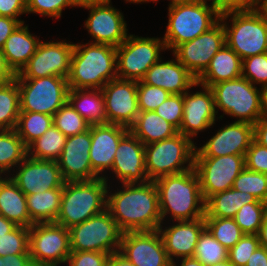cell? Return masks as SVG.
Instances as JSON below:
<instances>
[{"label": "cell", "instance_id": "obj_29", "mask_svg": "<svg viewBox=\"0 0 267 266\" xmlns=\"http://www.w3.org/2000/svg\"><path fill=\"white\" fill-rule=\"evenodd\" d=\"M0 215L17 226L30 228L34 224L27 210L26 195L8 175L0 176Z\"/></svg>", "mask_w": 267, "mask_h": 266}, {"label": "cell", "instance_id": "obj_23", "mask_svg": "<svg viewBox=\"0 0 267 266\" xmlns=\"http://www.w3.org/2000/svg\"><path fill=\"white\" fill-rule=\"evenodd\" d=\"M122 182H148L145 168V145L129 130L120 140L110 170Z\"/></svg>", "mask_w": 267, "mask_h": 266}, {"label": "cell", "instance_id": "obj_46", "mask_svg": "<svg viewBox=\"0 0 267 266\" xmlns=\"http://www.w3.org/2000/svg\"><path fill=\"white\" fill-rule=\"evenodd\" d=\"M259 246L258 235L244 234L228 251V259L234 266H246L250 256Z\"/></svg>", "mask_w": 267, "mask_h": 266}, {"label": "cell", "instance_id": "obj_39", "mask_svg": "<svg viewBox=\"0 0 267 266\" xmlns=\"http://www.w3.org/2000/svg\"><path fill=\"white\" fill-rule=\"evenodd\" d=\"M204 221L205 227L228 251L244 235L234 218L204 217Z\"/></svg>", "mask_w": 267, "mask_h": 266}, {"label": "cell", "instance_id": "obj_11", "mask_svg": "<svg viewBox=\"0 0 267 266\" xmlns=\"http://www.w3.org/2000/svg\"><path fill=\"white\" fill-rule=\"evenodd\" d=\"M163 50H166V46L162 38L128 35L116 47L117 77L123 80H142L148 69L162 58L160 53Z\"/></svg>", "mask_w": 267, "mask_h": 266}, {"label": "cell", "instance_id": "obj_62", "mask_svg": "<svg viewBox=\"0 0 267 266\" xmlns=\"http://www.w3.org/2000/svg\"><path fill=\"white\" fill-rule=\"evenodd\" d=\"M181 263L173 261L172 266H204L199 260L194 257L180 258Z\"/></svg>", "mask_w": 267, "mask_h": 266}, {"label": "cell", "instance_id": "obj_52", "mask_svg": "<svg viewBox=\"0 0 267 266\" xmlns=\"http://www.w3.org/2000/svg\"><path fill=\"white\" fill-rule=\"evenodd\" d=\"M21 24L17 19L0 16V50L3 48L7 38Z\"/></svg>", "mask_w": 267, "mask_h": 266}, {"label": "cell", "instance_id": "obj_60", "mask_svg": "<svg viewBox=\"0 0 267 266\" xmlns=\"http://www.w3.org/2000/svg\"><path fill=\"white\" fill-rule=\"evenodd\" d=\"M17 225L0 215V236L13 231Z\"/></svg>", "mask_w": 267, "mask_h": 266}, {"label": "cell", "instance_id": "obj_18", "mask_svg": "<svg viewBox=\"0 0 267 266\" xmlns=\"http://www.w3.org/2000/svg\"><path fill=\"white\" fill-rule=\"evenodd\" d=\"M16 168H18L17 171L14 169L9 177L25 195L63 188L65 181L57 161L39 160L27 155Z\"/></svg>", "mask_w": 267, "mask_h": 266}, {"label": "cell", "instance_id": "obj_31", "mask_svg": "<svg viewBox=\"0 0 267 266\" xmlns=\"http://www.w3.org/2000/svg\"><path fill=\"white\" fill-rule=\"evenodd\" d=\"M129 130L144 144L171 138L178 130L155 111H140Z\"/></svg>", "mask_w": 267, "mask_h": 266}, {"label": "cell", "instance_id": "obj_15", "mask_svg": "<svg viewBox=\"0 0 267 266\" xmlns=\"http://www.w3.org/2000/svg\"><path fill=\"white\" fill-rule=\"evenodd\" d=\"M225 44V30L219 21L209 31L180 44L172 54L197 79Z\"/></svg>", "mask_w": 267, "mask_h": 266}, {"label": "cell", "instance_id": "obj_43", "mask_svg": "<svg viewBox=\"0 0 267 266\" xmlns=\"http://www.w3.org/2000/svg\"><path fill=\"white\" fill-rule=\"evenodd\" d=\"M13 254H29V228L17 226L0 236V257Z\"/></svg>", "mask_w": 267, "mask_h": 266}, {"label": "cell", "instance_id": "obj_45", "mask_svg": "<svg viewBox=\"0 0 267 266\" xmlns=\"http://www.w3.org/2000/svg\"><path fill=\"white\" fill-rule=\"evenodd\" d=\"M242 76L253 85H267V52L242 60Z\"/></svg>", "mask_w": 267, "mask_h": 266}, {"label": "cell", "instance_id": "obj_3", "mask_svg": "<svg viewBox=\"0 0 267 266\" xmlns=\"http://www.w3.org/2000/svg\"><path fill=\"white\" fill-rule=\"evenodd\" d=\"M117 77L116 47L108 44H74L69 89H102Z\"/></svg>", "mask_w": 267, "mask_h": 266}, {"label": "cell", "instance_id": "obj_21", "mask_svg": "<svg viewBox=\"0 0 267 266\" xmlns=\"http://www.w3.org/2000/svg\"><path fill=\"white\" fill-rule=\"evenodd\" d=\"M203 89L196 93L183 94V117L179 133L189 137L191 140L199 132L214 126L218 119V111L215 107L214 95L210 87L198 84ZM217 115V116H216ZM217 117V118H216Z\"/></svg>", "mask_w": 267, "mask_h": 266}, {"label": "cell", "instance_id": "obj_20", "mask_svg": "<svg viewBox=\"0 0 267 266\" xmlns=\"http://www.w3.org/2000/svg\"><path fill=\"white\" fill-rule=\"evenodd\" d=\"M111 5L110 2L82 7L90 12L85 28L94 39L92 43L118 47L129 34L123 13Z\"/></svg>", "mask_w": 267, "mask_h": 266}, {"label": "cell", "instance_id": "obj_30", "mask_svg": "<svg viewBox=\"0 0 267 266\" xmlns=\"http://www.w3.org/2000/svg\"><path fill=\"white\" fill-rule=\"evenodd\" d=\"M68 102L90 126L107 124L101 89H69Z\"/></svg>", "mask_w": 267, "mask_h": 266}, {"label": "cell", "instance_id": "obj_4", "mask_svg": "<svg viewBox=\"0 0 267 266\" xmlns=\"http://www.w3.org/2000/svg\"><path fill=\"white\" fill-rule=\"evenodd\" d=\"M108 176L89 181L64 182L60 212L55 223L69 229L106 209Z\"/></svg>", "mask_w": 267, "mask_h": 266}, {"label": "cell", "instance_id": "obj_5", "mask_svg": "<svg viewBox=\"0 0 267 266\" xmlns=\"http://www.w3.org/2000/svg\"><path fill=\"white\" fill-rule=\"evenodd\" d=\"M229 18L230 26L226 22ZM220 21L226 45L242 60L267 52V16L262 9L225 11Z\"/></svg>", "mask_w": 267, "mask_h": 266}, {"label": "cell", "instance_id": "obj_26", "mask_svg": "<svg viewBox=\"0 0 267 266\" xmlns=\"http://www.w3.org/2000/svg\"><path fill=\"white\" fill-rule=\"evenodd\" d=\"M142 81L163 88L170 94H184L192 87L198 86L196 78L176 57L165 62L161 58L148 69Z\"/></svg>", "mask_w": 267, "mask_h": 266}, {"label": "cell", "instance_id": "obj_33", "mask_svg": "<svg viewBox=\"0 0 267 266\" xmlns=\"http://www.w3.org/2000/svg\"><path fill=\"white\" fill-rule=\"evenodd\" d=\"M62 188L26 195L27 210L33 223L55 222L60 212Z\"/></svg>", "mask_w": 267, "mask_h": 266}, {"label": "cell", "instance_id": "obj_28", "mask_svg": "<svg viewBox=\"0 0 267 266\" xmlns=\"http://www.w3.org/2000/svg\"><path fill=\"white\" fill-rule=\"evenodd\" d=\"M242 76V59L226 44L213 56L205 71L196 79L200 85H212Z\"/></svg>", "mask_w": 267, "mask_h": 266}, {"label": "cell", "instance_id": "obj_19", "mask_svg": "<svg viewBox=\"0 0 267 266\" xmlns=\"http://www.w3.org/2000/svg\"><path fill=\"white\" fill-rule=\"evenodd\" d=\"M90 148L91 126L82 133L67 137L61 156L57 160L65 182L89 181L101 177L90 164Z\"/></svg>", "mask_w": 267, "mask_h": 266}, {"label": "cell", "instance_id": "obj_42", "mask_svg": "<svg viewBox=\"0 0 267 266\" xmlns=\"http://www.w3.org/2000/svg\"><path fill=\"white\" fill-rule=\"evenodd\" d=\"M266 212V203H249L240 208L234 220L244 234L258 235Z\"/></svg>", "mask_w": 267, "mask_h": 266}, {"label": "cell", "instance_id": "obj_7", "mask_svg": "<svg viewBox=\"0 0 267 266\" xmlns=\"http://www.w3.org/2000/svg\"><path fill=\"white\" fill-rule=\"evenodd\" d=\"M196 143L177 133L171 138L145 145V168L149 181L193 168ZM185 164H187L185 166Z\"/></svg>", "mask_w": 267, "mask_h": 266}, {"label": "cell", "instance_id": "obj_64", "mask_svg": "<svg viewBox=\"0 0 267 266\" xmlns=\"http://www.w3.org/2000/svg\"><path fill=\"white\" fill-rule=\"evenodd\" d=\"M262 111L267 116V85L261 88Z\"/></svg>", "mask_w": 267, "mask_h": 266}, {"label": "cell", "instance_id": "obj_32", "mask_svg": "<svg viewBox=\"0 0 267 266\" xmlns=\"http://www.w3.org/2000/svg\"><path fill=\"white\" fill-rule=\"evenodd\" d=\"M249 203H264L253 195L234 188L219 192L205 201V217L234 218L240 208Z\"/></svg>", "mask_w": 267, "mask_h": 266}, {"label": "cell", "instance_id": "obj_44", "mask_svg": "<svg viewBox=\"0 0 267 266\" xmlns=\"http://www.w3.org/2000/svg\"><path fill=\"white\" fill-rule=\"evenodd\" d=\"M170 95L169 92L157 86H151L142 80L137 81V99L140 111H154Z\"/></svg>", "mask_w": 267, "mask_h": 266}, {"label": "cell", "instance_id": "obj_55", "mask_svg": "<svg viewBox=\"0 0 267 266\" xmlns=\"http://www.w3.org/2000/svg\"><path fill=\"white\" fill-rule=\"evenodd\" d=\"M266 0H231V10L263 9Z\"/></svg>", "mask_w": 267, "mask_h": 266}, {"label": "cell", "instance_id": "obj_17", "mask_svg": "<svg viewBox=\"0 0 267 266\" xmlns=\"http://www.w3.org/2000/svg\"><path fill=\"white\" fill-rule=\"evenodd\" d=\"M107 123L130 128L139 114L137 81L116 78L102 89Z\"/></svg>", "mask_w": 267, "mask_h": 266}, {"label": "cell", "instance_id": "obj_47", "mask_svg": "<svg viewBox=\"0 0 267 266\" xmlns=\"http://www.w3.org/2000/svg\"><path fill=\"white\" fill-rule=\"evenodd\" d=\"M183 107V94H170L154 111L179 130L183 117Z\"/></svg>", "mask_w": 267, "mask_h": 266}, {"label": "cell", "instance_id": "obj_50", "mask_svg": "<svg viewBox=\"0 0 267 266\" xmlns=\"http://www.w3.org/2000/svg\"><path fill=\"white\" fill-rule=\"evenodd\" d=\"M246 168L267 174V148L252 141L245 155Z\"/></svg>", "mask_w": 267, "mask_h": 266}, {"label": "cell", "instance_id": "obj_53", "mask_svg": "<svg viewBox=\"0 0 267 266\" xmlns=\"http://www.w3.org/2000/svg\"><path fill=\"white\" fill-rule=\"evenodd\" d=\"M0 266H34L30 254H13L0 257Z\"/></svg>", "mask_w": 267, "mask_h": 266}, {"label": "cell", "instance_id": "obj_25", "mask_svg": "<svg viewBox=\"0 0 267 266\" xmlns=\"http://www.w3.org/2000/svg\"><path fill=\"white\" fill-rule=\"evenodd\" d=\"M129 128L117 124L91 126L90 164L100 176L105 170H111L121 138Z\"/></svg>", "mask_w": 267, "mask_h": 266}, {"label": "cell", "instance_id": "obj_2", "mask_svg": "<svg viewBox=\"0 0 267 266\" xmlns=\"http://www.w3.org/2000/svg\"><path fill=\"white\" fill-rule=\"evenodd\" d=\"M159 195L162 225L168 214L172 221L195 220L205 217V201L194 168L154 181Z\"/></svg>", "mask_w": 267, "mask_h": 266}, {"label": "cell", "instance_id": "obj_65", "mask_svg": "<svg viewBox=\"0 0 267 266\" xmlns=\"http://www.w3.org/2000/svg\"><path fill=\"white\" fill-rule=\"evenodd\" d=\"M207 266H234V265L229 261V259H227L225 261H222V262H219V263H215V264H212V265H207Z\"/></svg>", "mask_w": 267, "mask_h": 266}, {"label": "cell", "instance_id": "obj_12", "mask_svg": "<svg viewBox=\"0 0 267 266\" xmlns=\"http://www.w3.org/2000/svg\"><path fill=\"white\" fill-rule=\"evenodd\" d=\"M70 253L69 229L55 222L34 223L29 228V254L34 266L66 264Z\"/></svg>", "mask_w": 267, "mask_h": 266}, {"label": "cell", "instance_id": "obj_56", "mask_svg": "<svg viewBox=\"0 0 267 266\" xmlns=\"http://www.w3.org/2000/svg\"><path fill=\"white\" fill-rule=\"evenodd\" d=\"M246 266H267V249L259 246L250 256Z\"/></svg>", "mask_w": 267, "mask_h": 266}, {"label": "cell", "instance_id": "obj_58", "mask_svg": "<svg viewBox=\"0 0 267 266\" xmlns=\"http://www.w3.org/2000/svg\"><path fill=\"white\" fill-rule=\"evenodd\" d=\"M106 266H134L119 252L111 253L108 257Z\"/></svg>", "mask_w": 267, "mask_h": 266}, {"label": "cell", "instance_id": "obj_22", "mask_svg": "<svg viewBox=\"0 0 267 266\" xmlns=\"http://www.w3.org/2000/svg\"><path fill=\"white\" fill-rule=\"evenodd\" d=\"M254 140V126L236 120L221 127L202 147L196 146L194 157L246 155Z\"/></svg>", "mask_w": 267, "mask_h": 266}, {"label": "cell", "instance_id": "obj_27", "mask_svg": "<svg viewBox=\"0 0 267 266\" xmlns=\"http://www.w3.org/2000/svg\"><path fill=\"white\" fill-rule=\"evenodd\" d=\"M41 40L29 32L28 25L21 23L7 38L1 49L8 68L19 74L35 54Z\"/></svg>", "mask_w": 267, "mask_h": 266}, {"label": "cell", "instance_id": "obj_14", "mask_svg": "<svg viewBox=\"0 0 267 266\" xmlns=\"http://www.w3.org/2000/svg\"><path fill=\"white\" fill-rule=\"evenodd\" d=\"M50 41L42 42L41 40L35 54L14 78L68 77L74 43L66 42V40Z\"/></svg>", "mask_w": 267, "mask_h": 266}, {"label": "cell", "instance_id": "obj_54", "mask_svg": "<svg viewBox=\"0 0 267 266\" xmlns=\"http://www.w3.org/2000/svg\"><path fill=\"white\" fill-rule=\"evenodd\" d=\"M253 126L254 140L267 148V116H262Z\"/></svg>", "mask_w": 267, "mask_h": 266}, {"label": "cell", "instance_id": "obj_51", "mask_svg": "<svg viewBox=\"0 0 267 266\" xmlns=\"http://www.w3.org/2000/svg\"><path fill=\"white\" fill-rule=\"evenodd\" d=\"M22 14H27L26 0H0V16L17 19L24 23V20L19 19Z\"/></svg>", "mask_w": 267, "mask_h": 266}, {"label": "cell", "instance_id": "obj_9", "mask_svg": "<svg viewBox=\"0 0 267 266\" xmlns=\"http://www.w3.org/2000/svg\"><path fill=\"white\" fill-rule=\"evenodd\" d=\"M19 87L20 112H39L53 116L67 101V78H15Z\"/></svg>", "mask_w": 267, "mask_h": 266}, {"label": "cell", "instance_id": "obj_36", "mask_svg": "<svg viewBox=\"0 0 267 266\" xmlns=\"http://www.w3.org/2000/svg\"><path fill=\"white\" fill-rule=\"evenodd\" d=\"M19 114V87L14 78L0 84V130L15 129Z\"/></svg>", "mask_w": 267, "mask_h": 266}, {"label": "cell", "instance_id": "obj_13", "mask_svg": "<svg viewBox=\"0 0 267 266\" xmlns=\"http://www.w3.org/2000/svg\"><path fill=\"white\" fill-rule=\"evenodd\" d=\"M245 167V155L194 157L193 168L198 176L204 201L232 188L235 179Z\"/></svg>", "mask_w": 267, "mask_h": 266}, {"label": "cell", "instance_id": "obj_24", "mask_svg": "<svg viewBox=\"0 0 267 266\" xmlns=\"http://www.w3.org/2000/svg\"><path fill=\"white\" fill-rule=\"evenodd\" d=\"M174 222L176 224L168 227L161 224L158 231L170 261L176 259L179 262L180 258L193 257L199 235L205 228V221L204 218H200Z\"/></svg>", "mask_w": 267, "mask_h": 266}, {"label": "cell", "instance_id": "obj_61", "mask_svg": "<svg viewBox=\"0 0 267 266\" xmlns=\"http://www.w3.org/2000/svg\"><path fill=\"white\" fill-rule=\"evenodd\" d=\"M260 246L265 247L267 249V212L264 216L263 223L258 233Z\"/></svg>", "mask_w": 267, "mask_h": 266}, {"label": "cell", "instance_id": "obj_48", "mask_svg": "<svg viewBox=\"0 0 267 266\" xmlns=\"http://www.w3.org/2000/svg\"><path fill=\"white\" fill-rule=\"evenodd\" d=\"M27 13L60 18L67 7H75L73 0H26Z\"/></svg>", "mask_w": 267, "mask_h": 266}, {"label": "cell", "instance_id": "obj_41", "mask_svg": "<svg viewBox=\"0 0 267 266\" xmlns=\"http://www.w3.org/2000/svg\"><path fill=\"white\" fill-rule=\"evenodd\" d=\"M232 188L249 193L267 204V174L251 171L245 167L235 179Z\"/></svg>", "mask_w": 267, "mask_h": 266}, {"label": "cell", "instance_id": "obj_6", "mask_svg": "<svg viewBox=\"0 0 267 266\" xmlns=\"http://www.w3.org/2000/svg\"><path fill=\"white\" fill-rule=\"evenodd\" d=\"M221 13L202 0H188L168 7V24L162 38L166 49L174 51L180 44L209 31L220 21Z\"/></svg>", "mask_w": 267, "mask_h": 266}, {"label": "cell", "instance_id": "obj_35", "mask_svg": "<svg viewBox=\"0 0 267 266\" xmlns=\"http://www.w3.org/2000/svg\"><path fill=\"white\" fill-rule=\"evenodd\" d=\"M66 139L67 137L52 125L27 147V155L34 159L57 161L64 149Z\"/></svg>", "mask_w": 267, "mask_h": 266}, {"label": "cell", "instance_id": "obj_57", "mask_svg": "<svg viewBox=\"0 0 267 266\" xmlns=\"http://www.w3.org/2000/svg\"><path fill=\"white\" fill-rule=\"evenodd\" d=\"M15 75L13 72L8 68L2 51L0 50V84L7 83L14 79Z\"/></svg>", "mask_w": 267, "mask_h": 266}, {"label": "cell", "instance_id": "obj_1", "mask_svg": "<svg viewBox=\"0 0 267 266\" xmlns=\"http://www.w3.org/2000/svg\"><path fill=\"white\" fill-rule=\"evenodd\" d=\"M122 190H107L106 209L125 232L154 231L162 224L159 195L154 181L122 184Z\"/></svg>", "mask_w": 267, "mask_h": 266}, {"label": "cell", "instance_id": "obj_40", "mask_svg": "<svg viewBox=\"0 0 267 266\" xmlns=\"http://www.w3.org/2000/svg\"><path fill=\"white\" fill-rule=\"evenodd\" d=\"M53 125L66 137L82 133L90 128L87 121L68 101L53 115Z\"/></svg>", "mask_w": 267, "mask_h": 266}, {"label": "cell", "instance_id": "obj_16", "mask_svg": "<svg viewBox=\"0 0 267 266\" xmlns=\"http://www.w3.org/2000/svg\"><path fill=\"white\" fill-rule=\"evenodd\" d=\"M119 253L134 266H172L158 230L123 233Z\"/></svg>", "mask_w": 267, "mask_h": 266}, {"label": "cell", "instance_id": "obj_67", "mask_svg": "<svg viewBox=\"0 0 267 266\" xmlns=\"http://www.w3.org/2000/svg\"><path fill=\"white\" fill-rule=\"evenodd\" d=\"M125 1V0H124ZM126 2H130V3H137V4H139V3H144V2H151V0H126Z\"/></svg>", "mask_w": 267, "mask_h": 266}, {"label": "cell", "instance_id": "obj_37", "mask_svg": "<svg viewBox=\"0 0 267 266\" xmlns=\"http://www.w3.org/2000/svg\"><path fill=\"white\" fill-rule=\"evenodd\" d=\"M53 125V116L39 112H20L16 132L28 147Z\"/></svg>", "mask_w": 267, "mask_h": 266}, {"label": "cell", "instance_id": "obj_63", "mask_svg": "<svg viewBox=\"0 0 267 266\" xmlns=\"http://www.w3.org/2000/svg\"><path fill=\"white\" fill-rule=\"evenodd\" d=\"M75 6L84 7L88 5L106 4L110 3L111 0H73Z\"/></svg>", "mask_w": 267, "mask_h": 266}, {"label": "cell", "instance_id": "obj_66", "mask_svg": "<svg viewBox=\"0 0 267 266\" xmlns=\"http://www.w3.org/2000/svg\"><path fill=\"white\" fill-rule=\"evenodd\" d=\"M152 2H158V0H151ZM185 1H188V0H170V3L168 6H171V5H174V4H179L181 2H185Z\"/></svg>", "mask_w": 267, "mask_h": 266}, {"label": "cell", "instance_id": "obj_34", "mask_svg": "<svg viewBox=\"0 0 267 266\" xmlns=\"http://www.w3.org/2000/svg\"><path fill=\"white\" fill-rule=\"evenodd\" d=\"M27 156V147L15 129L0 130V176L8 174Z\"/></svg>", "mask_w": 267, "mask_h": 266}, {"label": "cell", "instance_id": "obj_8", "mask_svg": "<svg viewBox=\"0 0 267 266\" xmlns=\"http://www.w3.org/2000/svg\"><path fill=\"white\" fill-rule=\"evenodd\" d=\"M215 107L224 114L237 118V122L254 125L262 116L261 88H257L249 80L238 78L221 81L212 85Z\"/></svg>", "mask_w": 267, "mask_h": 266}, {"label": "cell", "instance_id": "obj_38", "mask_svg": "<svg viewBox=\"0 0 267 266\" xmlns=\"http://www.w3.org/2000/svg\"><path fill=\"white\" fill-rule=\"evenodd\" d=\"M193 257L207 266L227 260L228 250L205 227L199 235Z\"/></svg>", "mask_w": 267, "mask_h": 266}, {"label": "cell", "instance_id": "obj_59", "mask_svg": "<svg viewBox=\"0 0 267 266\" xmlns=\"http://www.w3.org/2000/svg\"><path fill=\"white\" fill-rule=\"evenodd\" d=\"M202 1L207 3V0ZM209 5L216 8L220 13L231 10V0H212Z\"/></svg>", "mask_w": 267, "mask_h": 266}, {"label": "cell", "instance_id": "obj_68", "mask_svg": "<svg viewBox=\"0 0 267 266\" xmlns=\"http://www.w3.org/2000/svg\"><path fill=\"white\" fill-rule=\"evenodd\" d=\"M262 10L265 12V14L267 16V0L265 1L264 7Z\"/></svg>", "mask_w": 267, "mask_h": 266}, {"label": "cell", "instance_id": "obj_10", "mask_svg": "<svg viewBox=\"0 0 267 266\" xmlns=\"http://www.w3.org/2000/svg\"><path fill=\"white\" fill-rule=\"evenodd\" d=\"M73 251L119 252L123 232L105 209L84 222L69 228Z\"/></svg>", "mask_w": 267, "mask_h": 266}, {"label": "cell", "instance_id": "obj_49", "mask_svg": "<svg viewBox=\"0 0 267 266\" xmlns=\"http://www.w3.org/2000/svg\"><path fill=\"white\" fill-rule=\"evenodd\" d=\"M110 254L100 251H73L68 256L69 266H106Z\"/></svg>", "mask_w": 267, "mask_h": 266}]
</instances>
